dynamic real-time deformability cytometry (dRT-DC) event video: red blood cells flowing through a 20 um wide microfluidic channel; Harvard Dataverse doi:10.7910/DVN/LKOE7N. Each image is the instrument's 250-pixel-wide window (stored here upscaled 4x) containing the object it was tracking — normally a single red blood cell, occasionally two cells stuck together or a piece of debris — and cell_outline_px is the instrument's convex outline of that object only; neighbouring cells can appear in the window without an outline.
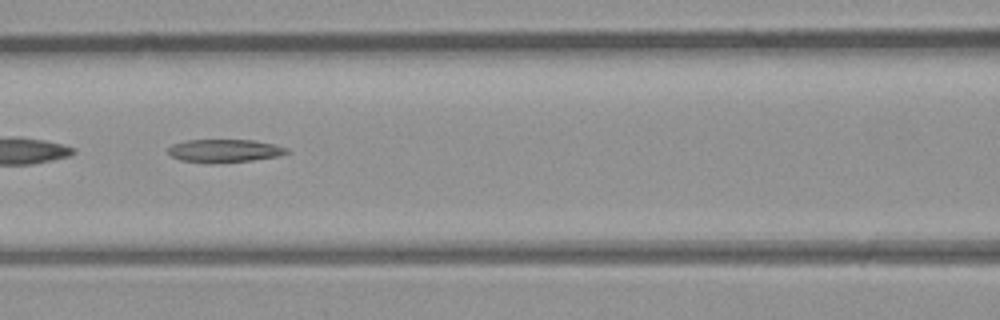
{"species": "common noctule bat (a hibernating species)", "species_latin": "Nyctalus noctula", "temperature_condition": "room temperature", "stored_images_in_passage": 3, "camera_frame_rate_fps": 3000, "um_per_image_px": 0.085, "animal": {"sex": "male", "body_mass_g": 23.1, "forearm_length_mm": 52.7}, "frame": {"image": 1, "passage_image": 3, "time_ms": 0.667, "image_size_px": [1000, 320], "cell_outline_px": [[292, 152], [276, 156], [252, 160], [180, 160], [172, 156], [168, 152], [168, 148], [172, 144], [188, 140], [252, 140], [272, 144], [288, 148]], "centroid_in_image_um": [19.12, 12.76], "position_along_channel_um": 147.5, "area_um2": 14.91}}